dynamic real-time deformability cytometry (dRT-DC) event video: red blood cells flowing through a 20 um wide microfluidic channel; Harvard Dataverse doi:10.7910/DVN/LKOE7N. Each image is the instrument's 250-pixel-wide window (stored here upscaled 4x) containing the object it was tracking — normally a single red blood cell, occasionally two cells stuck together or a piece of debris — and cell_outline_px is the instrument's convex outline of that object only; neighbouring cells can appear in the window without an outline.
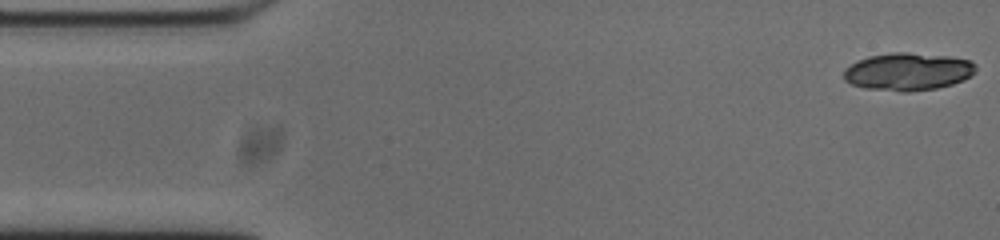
{"species": "common noctule bat (a hibernating species)", "species_latin": "Nyctalus noctula", "temperature_condition": "cold", "stored_images_in_passage": 52, "segment_of_instrument_passage": [1, 2], "camera_frame_rate_fps": 3000, "um_per_image_px": 0.085, "animal": {"sex": "male", "body_mass_g": 20.0, "forearm_length_mm": 53.3}, "frame": {"image": 1, "passage_image": 1, "time_ms": 0.0, "image_size_px": [1000, 240], "cell_outline_px": [[976, 68], [968, 76], [952, 84], [936, 88], [908, 92], [900, 92], [864, 88], [852, 84], [844, 80], [844, 68], [868, 56], [892, 52], [908, 52], [948, 56], [968, 60], [976, 64]], "centroid_in_image_um": [77.13, 6.09], "position_along_channel_um": 7.9, "area_um2": 28.78}}